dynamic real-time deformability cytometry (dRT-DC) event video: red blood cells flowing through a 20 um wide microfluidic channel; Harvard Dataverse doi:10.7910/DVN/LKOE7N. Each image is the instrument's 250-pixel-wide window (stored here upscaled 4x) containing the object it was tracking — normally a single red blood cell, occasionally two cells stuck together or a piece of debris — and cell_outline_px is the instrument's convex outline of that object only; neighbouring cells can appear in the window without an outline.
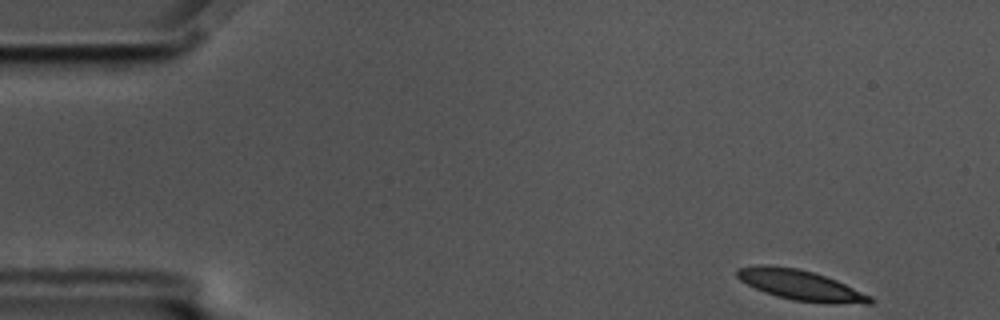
{"species": "common noctule bat (a hibernating species)", "species_latin": "Nyctalus noctula", "temperature_condition": "cold", "stored_images_in_passage": 54, "camera_frame_rate_fps": 3000, "um_per_image_px": 0.085, "animal": {"sex": "male", "body_mass_g": 17.5, "forearm_length_mm": 52.3}, "frame": {"image": 1, "passage_image": 1, "time_ms": 0.0, "image_size_px": [1000, 320], "cell_outline_px": [[872, 304], [832, 304], [792, 300], [776, 296], [764, 292], [740, 280], [736, 276], [736, 268], [756, 264], [764, 264], [796, 268], [812, 272], [836, 280], [872, 296]], "centroid_in_image_um": [68.04, 24.24], "position_along_channel_um": 17.0, "area_um2": 23.52}}
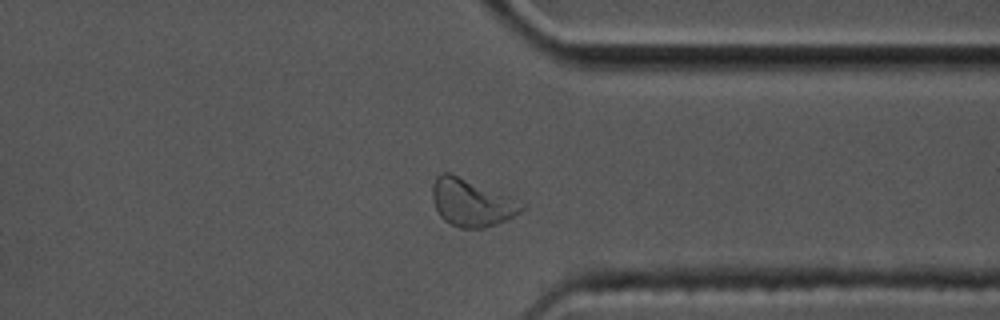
{"frame": {"image": 2, "passage_image": 41, "time_ms": 13.333, "image_size_px": [1000, 320], "cell_outline_px": [[528, 204], [520, 212], [504, 220], [484, 228], [460, 228], [444, 220], [440, 216], [432, 200], [432, 184], [436, 176], [440, 172], [448, 172], [528, 200]], "centroid_in_image_um": [40.17, 17.18], "position_along_channel_um": 371.2, "area_um2": 25.43}}
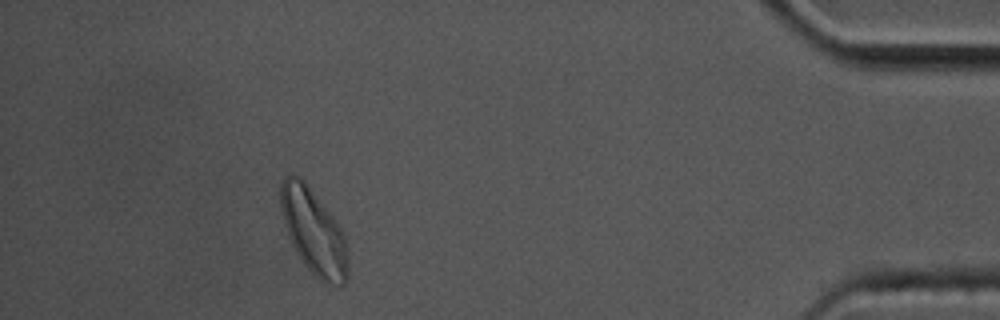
{"frame": {"image": 3, "passage_image": 49, "time_ms": 16.0, "image_size_px": [1000, 320], "cell_outline_px": [[348, 276], [344, 284], [340, 288], [328, 284], [320, 280], [304, 264], [292, 244], [288, 236], [280, 204], [280, 184], [284, 176], [292, 172], [300, 176], [304, 180], [336, 220], [344, 236], [348, 256]], "centroid_in_image_um": [26.66, 19.68], "position_along_channel_um": 408.5, "area_um2": 33.58}, "authors_computed_cell_mechanics": {"area_um2": 23.8425, "velocity_mm_per_s": 3.416, "shape_relaxation_time_tau1_ms": 4.9078, "shape_relaxation_time_tau2_ms": 4.1485, "deformation_change_tau1": 0.1246, "deformation_change_tau2": 0.0947}}